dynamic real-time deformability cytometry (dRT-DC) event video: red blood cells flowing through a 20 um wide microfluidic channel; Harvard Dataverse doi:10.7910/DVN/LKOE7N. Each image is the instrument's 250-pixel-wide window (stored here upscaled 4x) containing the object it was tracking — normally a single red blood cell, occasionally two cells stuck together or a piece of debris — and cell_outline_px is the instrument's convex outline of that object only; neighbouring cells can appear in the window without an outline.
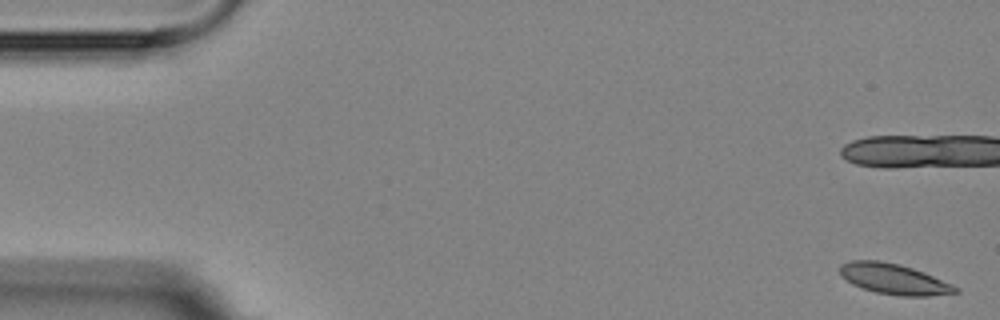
{"species": "Egyptian fruit bat (a non-hibernating species)", "species_latin": "Rousettus aegyptiacus", "temperature_condition": "room temperature", "stored_images_in_passage": 6, "camera_frame_rate_fps": 3000, "um_per_image_px": 0.085, "animal": {"sex": "female"}, "frame": {"image": 1, "passage_image": 1, "time_ms": 0.0, "image_size_px": [1000, 320], "cell_outline_px": [[960, 292], [928, 296], [900, 296], [876, 292], [852, 284], [840, 276], [840, 264], [852, 260], [880, 260], [900, 264], [924, 272], [952, 284], [960, 288]], "centroid_in_image_um": [75.98, 23.71], "position_along_channel_um": 9.0, "area_um2": 20.63}}